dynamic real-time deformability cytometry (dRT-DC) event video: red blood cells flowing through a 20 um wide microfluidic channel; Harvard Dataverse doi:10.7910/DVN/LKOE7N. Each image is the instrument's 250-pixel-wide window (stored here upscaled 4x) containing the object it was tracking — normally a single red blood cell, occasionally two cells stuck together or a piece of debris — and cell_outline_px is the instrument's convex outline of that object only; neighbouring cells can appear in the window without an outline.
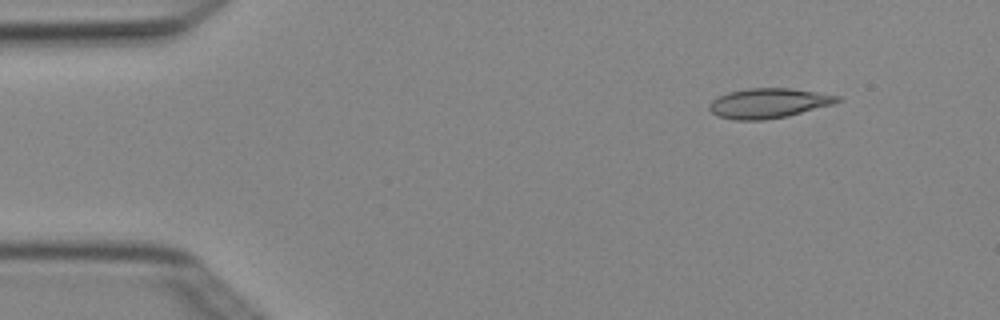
{"species": "Egyptian fruit bat (a non-hibernating species)", "species_latin": "Rousettus aegyptiacus", "temperature_condition": "cold", "stored_images_in_passage": 4, "camera_frame_rate_fps": 3000, "um_per_image_px": 0.085, "animal": {"sex": "female"}, "frame": {"image": 1, "passage_image": 2, "time_ms": 0.333, "image_size_px": [1000, 320], "cell_outline_px": [[844, 100], [832, 104], [788, 116], [764, 120], [732, 120], [716, 116], [708, 108], [708, 104], [712, 100], [728, 92], [748, 88], [792, 88], [840, 96]], "centroid_in_image_um": [65.31, 8.77], "position_along_channel_um": 19.7, "area_um2": 22.37}}